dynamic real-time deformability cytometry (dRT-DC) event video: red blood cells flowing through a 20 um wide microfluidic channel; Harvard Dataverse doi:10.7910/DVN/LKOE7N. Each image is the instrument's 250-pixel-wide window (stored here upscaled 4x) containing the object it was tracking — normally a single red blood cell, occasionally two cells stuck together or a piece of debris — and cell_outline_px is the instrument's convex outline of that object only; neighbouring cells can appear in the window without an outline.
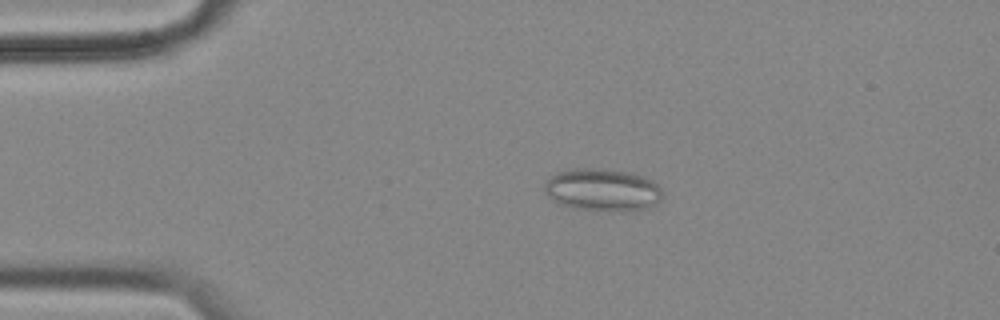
{"species": "common noctule bat (a hibernating species)", "species_latin": "Nyctalus noctula", "temperature_condition": "cold", "stored_images_in_passage": 57, "camera_frame_rate_fps": 3000, "um_per_image_px": 0.085, "animal": {"sex": "female", "body_mass_g": 18.4}, "frame": {"image": 1, "passage_image": 12, "time_ms": 3.667, "image_size_px": [1000, 320], "cell_outline_px": [[660, 200], [656, 204], [644, 208], [620, 212], [576, 208], [560, 204], [552, 200], [544, 192], [544, 184], [556, 172], [572, 168], [608, 168], [632, 172], [644, 176], [656, 184], [660, 188]], "centroid_in_image_um": [51.18, 16.12], "position_along_channel_um": 33.8, "area_um2": 29.36}}
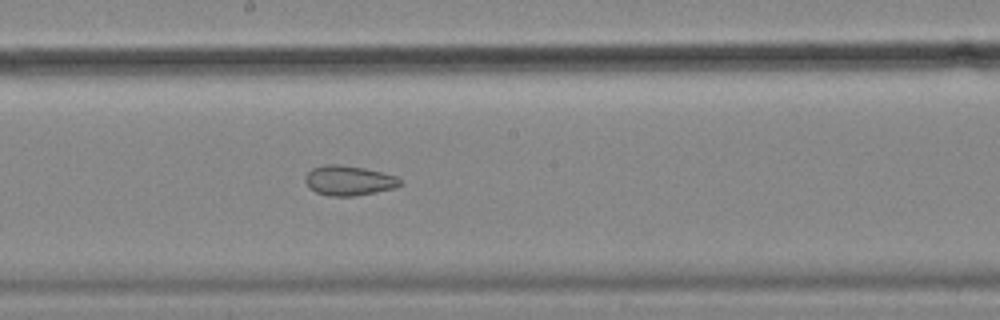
{"frame": {"image": 2, "passage_image": 31, "time_ms": 10.0, "image_size_px": [1000, 320], "cell_outline_px": [[404, 184], [396, 188], [376, 192], [352, 196], [328, 196], [316, 192], [308, 188], [304, 180], [304, 176], [312, 168], [328, 164], [336, 164], [364, 168], [396, 176]], "centroid_in_image_um": [29.63, 15.35], "position_along_channel_um": 218.6, "area_um2": 16.59}}
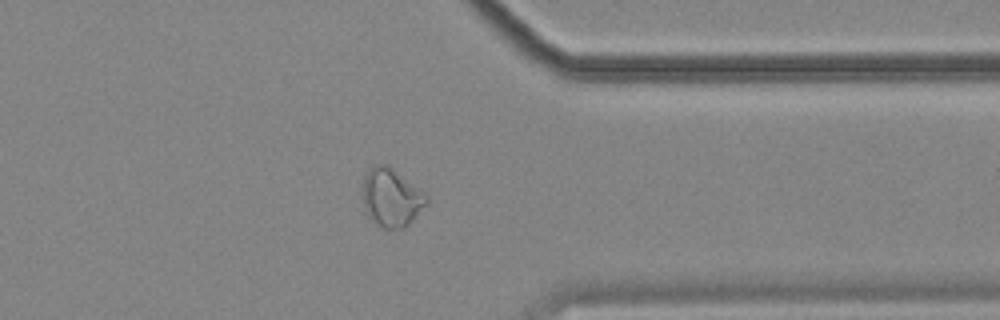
{"frame": {"image": 3, "passage_image": 45, "time_ms": 14.667, "image_size_px": [1000, 320], "cell_outline_px": [[428, 204], [404, 228], [384, 228], [368, 216], [364, 212], [364, 176], [376, 164], [388, 164], [420, 188], [428, 196]], "centroid_in_image_um": [33.3, 16.78], "position_along_channel_um": 378.1, "area_um2": 21.5}, "authors_computed_cell_mechanics": {"area_um2": 23.5824, "velocity_mm_per_s": 3.552, "shape_relaxation_time_tau1_ms": null, "shape_relaxation_time_tau2_ms": 1.9654, "deformation_change_tau1": null, "deformation_change_tau2": 0.0717}}